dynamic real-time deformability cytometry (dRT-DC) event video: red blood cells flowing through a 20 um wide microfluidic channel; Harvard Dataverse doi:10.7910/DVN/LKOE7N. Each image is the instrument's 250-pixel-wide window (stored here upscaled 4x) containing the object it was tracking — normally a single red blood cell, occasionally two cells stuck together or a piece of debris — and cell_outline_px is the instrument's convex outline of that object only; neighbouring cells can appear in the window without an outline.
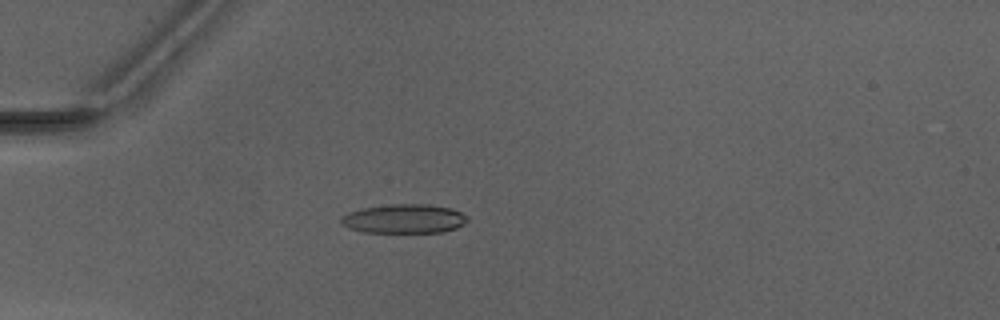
{"species": "Egyptian fruit bat (a non-hibernating species)", "species_latin": "Rousettus aegyptiacus", "temperature_condition": "warm", "stored_images_in_passage": 51, "camera_frame_rate_fps": 3000, "um_per_image_px": 0.085, "animal": {"sex": "male"}, "frame": {"image": 1, "passage_image": 16, "time_ms": 5.0, "image_size_px": [1000, 320], "cell_outline_px": [[468, 220], [464, 224], [456, 228], [440, 232], [364, 232], [348, 228], [340, 224], [340, 220], [348, 212], [360, 208], [392, 204], [428, 204], [452, 208], [468, 216]], "centroid_in_image_um": [34.34, 18.59], "position_along_channel_um": 50.7, "area_um2": 21.5}}
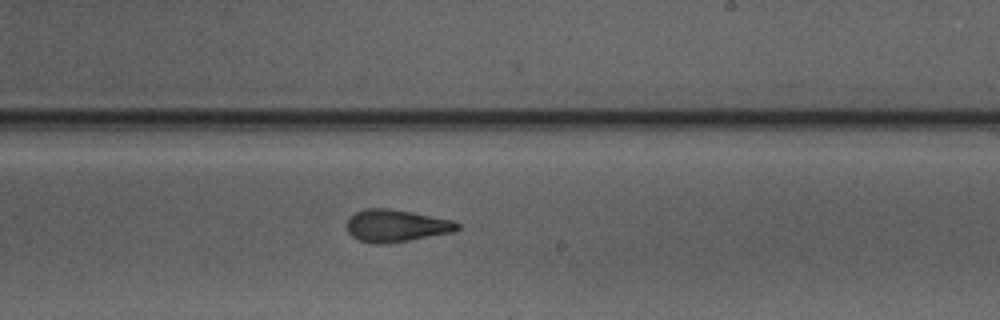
{"frame": {"image": 2, "passage_image": 32, "time_ms": 10.333, "image_size_px": [1000, 320], "cell_outline_px": [[460, 228], [452, 232], [408, 240], [384, 244], [372, 244], [360, 240], [352, 236], [348, 232], [348, 216], [364, 208], [388, 208], [412, 212], [452, 220], [460, 224]], "centroid_in_image_um": [33.65, 19.18], "position_along_channel_um": 255.4, "area_um2": 20.69}}
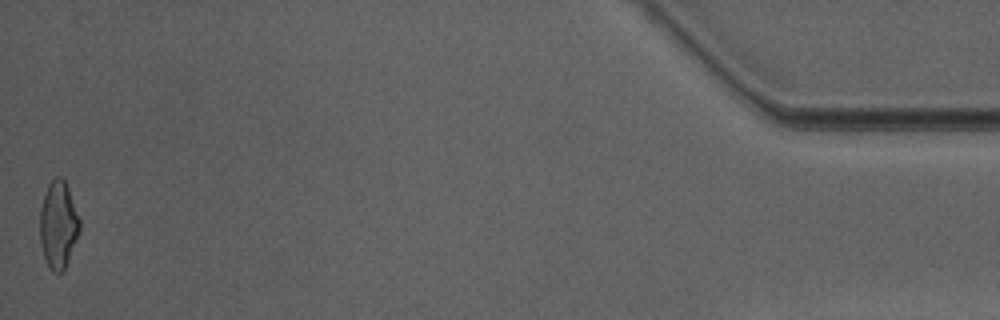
{"frame": {"image": 3, "passage_image": 51, "time_ms": 16.667, "image_size_px": [1000, 320], "cell_outline_px": [[80, 228], [64, 272], [52, 272], [48, 268], [40, 244], [40, 212], [44, 196], [48, 184], [56, 176], [60, 176], [64, 180], [68, 188], [80, 220]], "centroid_in_image_um": [4.94, 19.14], "position_along_channel_um": 430.3, "area_um2": 20.06}, "authors_computed_cell_mechanics": {"area_um2": 20.9814, "velocity_mm_per_s": 4.1841, "shape_relaxation_time_tau1_ms": null, "shape_relaxation_time_tau2_ms": 1.8418, "deformation_change_tau1": null, "deformation_change_tau2": 0.1079}}